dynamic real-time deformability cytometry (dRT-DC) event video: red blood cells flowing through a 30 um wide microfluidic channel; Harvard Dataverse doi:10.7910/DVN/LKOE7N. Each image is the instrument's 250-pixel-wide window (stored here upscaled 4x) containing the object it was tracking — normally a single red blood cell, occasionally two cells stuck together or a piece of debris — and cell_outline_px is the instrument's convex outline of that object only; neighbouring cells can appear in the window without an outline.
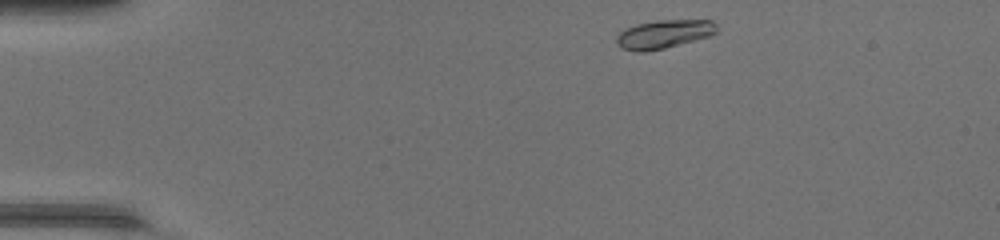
{"species": "common noctule bat (a hibernating species)", "species_latin": "Nyctalus noctula", "temperature_condition": "warm", "stored_images_in_passage": 40, "camera_frame_rate_fps": 3000, "um_per_image_px": 0.085, "animal": {"sex": "female", "body_mass_g": 17.0, "forearm_length_mm": 48.0}, "frame": {"image": 1, "passage_image": 1, "time_ms": 0.0, "image_size_px": [1000, 240], "cell_outline_px": [[716, 32], [712, 36], [664, 48], [644, 52], [636, 52], [620, 48], [616, 44], [616, 36], [624, 28], [636, 24], [656, 20], [712, 20], [716, 24]], "centroid_in_image_um": [56.4, 2.9], "position_along_channel_um": 28.6, "area_um2": 16.88}}
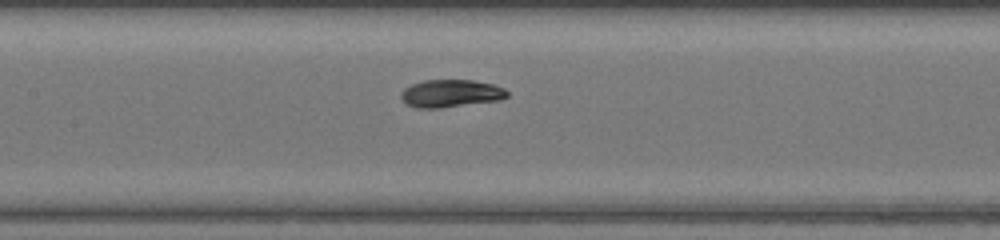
{"frame": {"image": 2, "passage_image": 16, "time_ms": 5.0, "image_size_px": [1000, 240], "cell_outline_px": [[508, 96], [500, 100], [440, 108], [416, 108], [404, 104], [400, 96], [400, 92], [404, 88], [412, 84], [424, 80], [472, 80], [492, 84], [504, 88], [508, 92]], "centroid_in_image_um": [38.28, 7.95], "position_along_channel_um": 169.1, "area_um2": 17.22}}
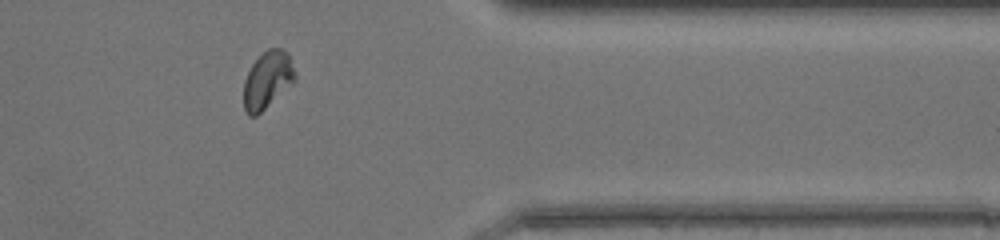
{"frame": {"image": 3, "passage_image": 32, "time_ms": 10.333, "image_size_px": [1000, 240], "cell_outline_px": [[296, 80], [256, 116], [248, 116], [244, 112], [244, 80], [252, 64], [268, 48], [280, 48], [288, 52], [296, 76]], "centroid_in_image_um": [22.73, 6.8], "position_along_channel_um": 388.7, "area_um2": 16.94}, "authors_computed_cell_mechanics": {"area_um2": 16.7331, "velocity_mm_per_s": 4.3943, "shape_relaxation_time_tau1_ms": 1.968, "shape_relaxation_time_tau2_ms": 0.9655, "deformation_change_tau1": 0.13, "deformation_change_tau2": 0.0299}}